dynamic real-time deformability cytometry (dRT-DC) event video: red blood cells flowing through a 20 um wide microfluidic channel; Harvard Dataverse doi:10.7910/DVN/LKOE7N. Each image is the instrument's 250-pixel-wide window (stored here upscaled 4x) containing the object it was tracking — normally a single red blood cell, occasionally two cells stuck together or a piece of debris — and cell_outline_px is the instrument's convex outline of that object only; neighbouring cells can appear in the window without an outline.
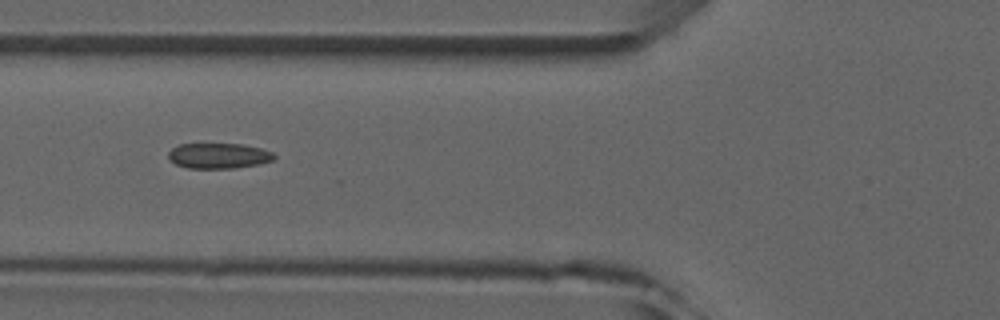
{"species": "common noctule bat (a hibernating species)", "species_latin": "Nyctalus noctula", "temperature_condition": "room temperature", "stored_images_in_passage": 6, "camera_frame_rate_fps": 3000, "um_per_image_px": 0.085, "animal": {"sex": "male", "forearm_length_mm": 52.5}, "frame": {"image": 1, "passage_image": 4, "time_ms": 3.333, "image_size_px": [1000, 320], "cell_outline_px": [[276, 156], [272, 160], [256, 164], [232, 168], [188, 168], [176, 164], [168, 156], [168, 152], [172, 148], [180, 144], [240, 144], [260, 148], [272, 152]], "centroid_in_image_um": [18.56, 13.23], "position_along_channel_um": 107.2, "area_um2": 15.37}}
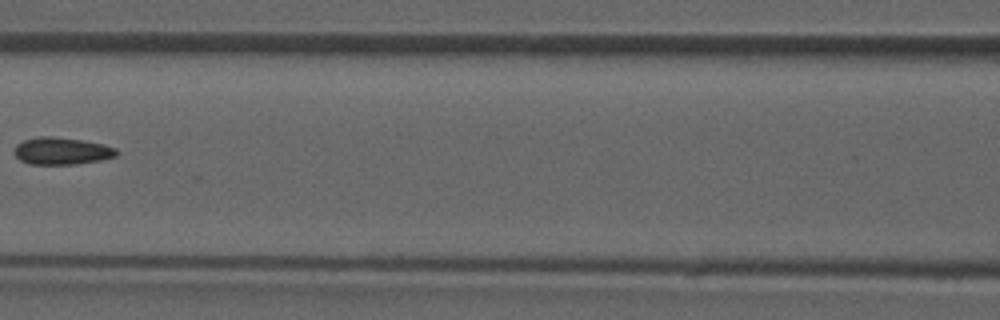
{"frame": {"image": 2, "passage_image": 5, "time_ms": 4.667, "image_size_px": [1000, 320], "cell_outline_px": [[120, 152], [116, 156], [100, 160], [76, 164], [28, 164], [20, 160], [12, 152], [16, 144], [24, 140], [36, 136], [52, 136], [80, 140], [104, 144], [116, 148]], "centroid_in_image_um": [5.22, 12.83], "position_along_channel_um": 161.4, "area_um2": 16.36}}